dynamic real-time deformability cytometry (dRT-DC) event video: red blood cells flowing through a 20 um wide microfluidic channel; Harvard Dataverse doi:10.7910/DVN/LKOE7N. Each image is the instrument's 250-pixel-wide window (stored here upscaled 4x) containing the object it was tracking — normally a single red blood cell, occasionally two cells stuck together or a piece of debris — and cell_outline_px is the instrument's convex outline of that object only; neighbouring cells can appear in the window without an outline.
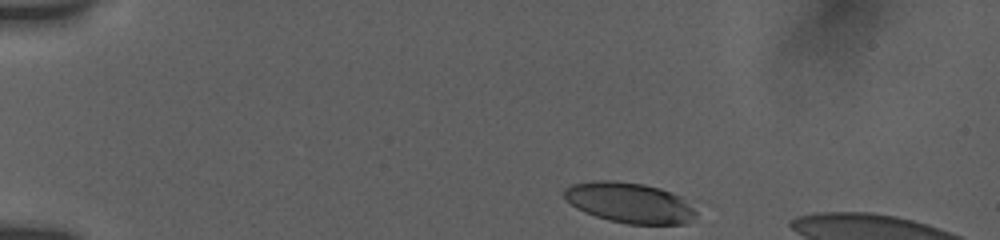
{"species": "human", "species_latin": "Homo sapiens", "temperature_condition": "room temperature", "stored_images_in_passage": 57, "camera_frame_rate_fps": 3000, "um_per_image_px": 0.085, "donor": {"sex": "female"}, "frame": {"image": 1, "passage_image": 1, "time_ms": 0.0, "image_size_px": [1000, 240], "cell_outline_px": [[696, 216], [684, 224], [628, 224], [608, 220], [584, 212], [576, 208], [564, 196], [564, 188], [572, 184], [592, 180], [616, 180], [644, 184], [660, 188], [672, 192], [680, 196], [696, 212]], "centroid_in_image_um": [53.48, 17.22], "position_along_channel_um": 31.5, "area_um2": 31.04}}
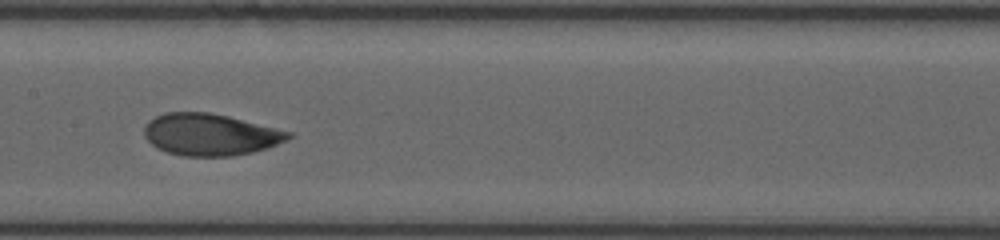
{"frame": {"image": 2, "passage_image": 22, "time_ms": 6.333, "image_size_px": [1000, 240], "cell_outline_px": [[292, 136], [276, 144], [252, 152], [232, 156], [180, 156], [156, 148], [144, 136], [144, 128], [148, 120], [164, 112], [208, 112], [228, 116], [292, 132]], "centroid_in_image_um": [17.81, 11.43], "position_along_channel_um": 189.6, "area_um2": 34.97}}
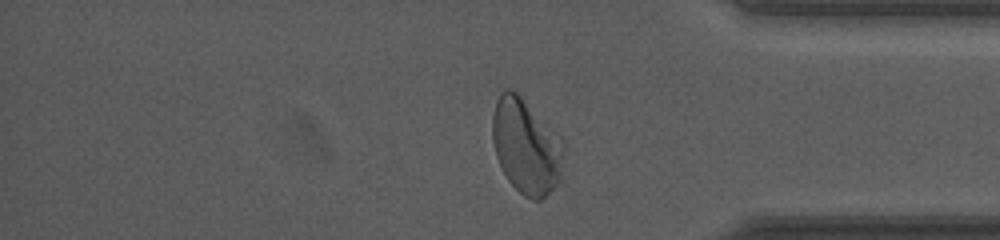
{"frame": {"image": 3, "passage_image": 48, "time_ms": 12.0, "image_size_px": [1000, 240], "cell_outline_px": [[564, 152], [560, 180], [540, 200], [532, 200], [524, 196], [508, 180], [496, 156], [492, 140], [492, 116], [496, 100], [500, 92], [504, 88], [508, 88], [516, 92], [564, 140]], "centroid_in_image_um": [44.71, 12.42], "position_along_channel_um": 390.5, "area_um2": 39.36}, "authors_computed_cell_mechanics": {"area_um2": 34.7956, "velocity_mm_per_s": 3.7477, "shape_relaxation_time_tau1_ms": 2.5655, "shape_relaxation_time_tau2_ms": 0.6549, "deformation_change_tau1": 0.1406, "deformation_change_tau2": 0.0497}}